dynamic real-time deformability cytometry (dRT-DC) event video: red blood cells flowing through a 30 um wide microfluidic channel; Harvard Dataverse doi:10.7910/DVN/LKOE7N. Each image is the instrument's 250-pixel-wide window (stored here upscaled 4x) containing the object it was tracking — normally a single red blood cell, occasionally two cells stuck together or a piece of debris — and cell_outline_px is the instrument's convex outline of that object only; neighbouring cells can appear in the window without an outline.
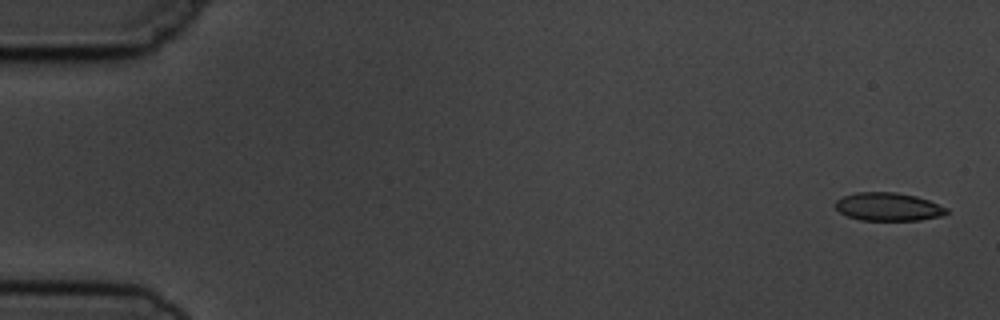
{"species": "common noctule bat (a hibernating species)", "species_latin": "Nyctalus noctula", "temperature_condition": "cold", "stored_images_in_passage": 6, "camera_frame_rate_fps": 3000, "um_per_image_px": 0.085, "animal": {"sex": "male", "body_mass_g": 19.5, "forearm_length_mm": 54.6}, "frame": {"image": 1, "passage_image": 1, "time_ms": 0.0, "image_size_px": [1000, 320], "cell_outline_px": [[948, 212], [940, 216], [920, 220], [860, 220], [848, 216], [840, 212], [836, 208], [836, 200], [844, 196], [856, 192], [896, 192], [916, 196], [928, 200], [948, 208]], "centroid_in_image_um": [75.5, 17.57], "position_along_channel_um": 9.5, "area_um2": 18.15}}
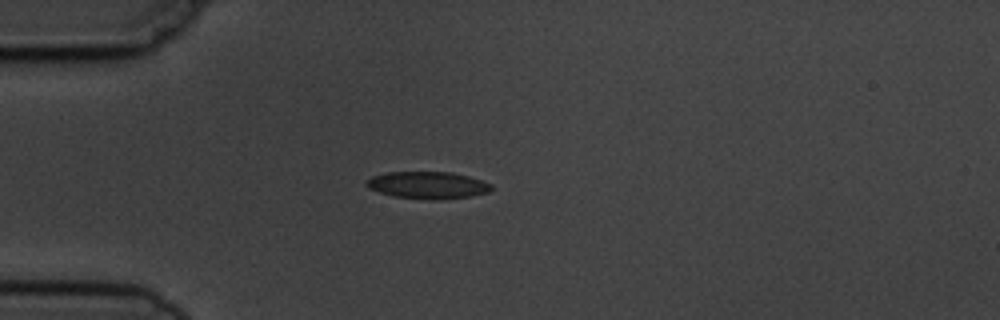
{"frame": {"image": 2, "passage_image": 5, "time_ms": 4.333, "image_size_px": [1000, 320], "cell_outline_px": [[492, 188], [488, 192], [472, 196], [440, 200], [436, 200], [392, 196], [368, 188], [364, 184], [372, 176], [388, 172], [452, 172], [468, 176], [492, 184]], "centroid_in_image_um": [36.36, 15.74], "position_along_channel_um": 48.6, "area_um2": 19.71}}